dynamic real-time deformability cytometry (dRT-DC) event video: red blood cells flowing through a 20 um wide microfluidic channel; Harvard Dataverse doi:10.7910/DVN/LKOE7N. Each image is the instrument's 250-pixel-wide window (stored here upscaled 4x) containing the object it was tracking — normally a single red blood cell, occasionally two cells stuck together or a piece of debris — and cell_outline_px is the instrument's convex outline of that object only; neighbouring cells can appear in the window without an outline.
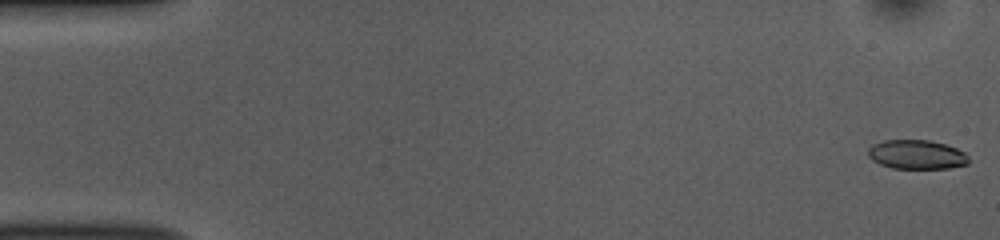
{"species": "common noctule bat (a hibernating species)", "species_latin": "Nyctalus noctula", "temperature_condition": "room temperature", "stored_images_in_passage": 52, "camera_frame_rate_fps": 3000, "um_per_image_px": 0.085, "animal": {"sex": "female", "body_mass_g": 10.0, "forearm_length_mm": 53.1}, "frame": {"image": 1, "passage_image": 1, "time_ms": 0.0, "image_size_px": [1000, 240], "cell_outline_px": [[968, 164], [948, 168], [892, 168], [880, 164], [872, 160], [868, 156], [868, 148], [872, 144], [884, 140], [928, 140], [944, 144], [956, 148], [964, 152], [968, 156]], "centroid_in_image_um": [77.89, 13.13], "position_along_channel_um": 7.1, "area_um2": 17.05}}
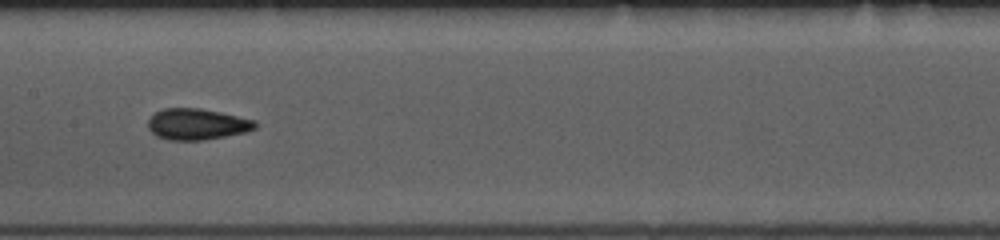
{"frame": {"image": 2, "passage_image": 26, "time_ms": 8.333, "image_size_px": [1000, 240], "cell_outline_px": [[256, 128], [248, 132], [204, 140], [168, 140], [156, 136], [148, 128], [148, 120], [156, 112], [164, 108], [200, 108], [220, 112], [256, 120]], "centroid_in_image_um": [16.76, 10.56], "position_along_channel_um": 190.6, "area_um2": 19.54}}
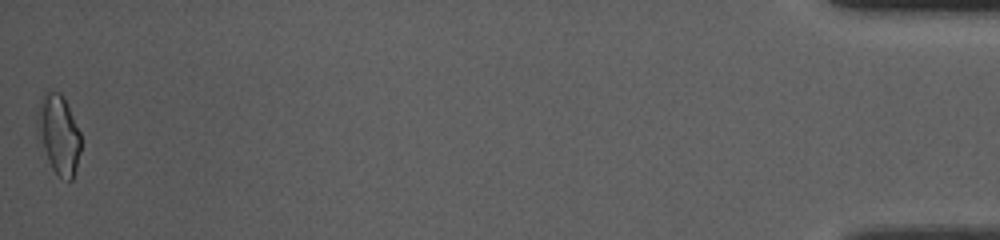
{"frame": {"image": 3, "passage_image": 52, "time_ms": 17.0, "image_size_px": [1000, 240], "cell_outline_px": [[80, 152], [76, 168], [72, 180], [60, 180], [52, 168], [36, 136], [36, 112], [40, 100], [44, 92], [48, 88], [60, 92], [64, 96], [80, 132]], "centroid_in_image_um": [4.95, 11.38], "position_along_channel_um": 430.3, "area_um2": 20.75}, "authors_computed_cell_mechanics": {"area_um2": 18.496, "velocity_mm_per_s": 3.8602, "shape_relaxation_time_tau1_ms": 6.5932, "shape_relaxation_time_tau2_ms": 2.0444, "deformation_change_tau1": 0.1315, "deformation_change_tau2": 0.0887}}